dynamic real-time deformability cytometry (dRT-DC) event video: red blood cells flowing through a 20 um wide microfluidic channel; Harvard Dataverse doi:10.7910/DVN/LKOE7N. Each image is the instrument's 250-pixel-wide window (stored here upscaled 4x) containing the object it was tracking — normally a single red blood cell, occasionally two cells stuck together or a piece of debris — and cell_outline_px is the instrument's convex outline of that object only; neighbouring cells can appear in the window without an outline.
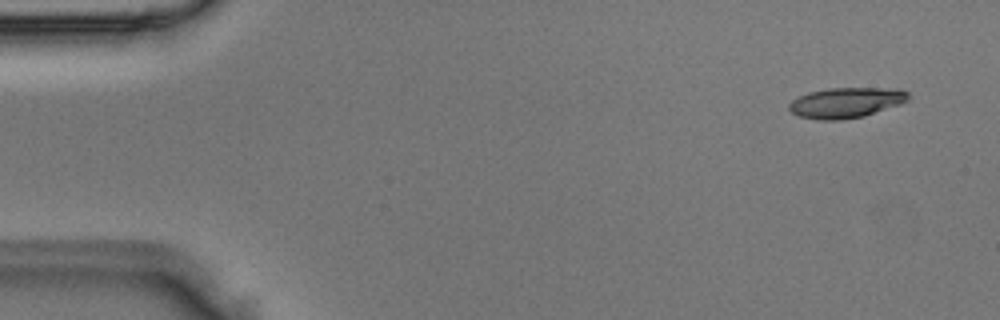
{"species": "Egyptian fruit bat (a non-hibernating species)", "species_latin": "Rousettus aegyptiacus", "temperature_condition": "room temperature", "stored_images_in_passage": 4, "camera_frame_rate_fps": 3000, "um_per_image_px": 0.085, "animal": {"sex": "male"}, "frame": {"image": 1, "passage_image": 1, "time_ms": 0.0, "image_size_px": [1000, 320], "cell_outline_px": [[908, 100], [900, 104], [864, 116], [840, 120], [816, 120], [800, 116], [792, 112], [788, 108], [788, 104], [792, 100], [808, 92], [828, 88], [900, 88], [908, 92]], "centroid_in_image_um": [71.91, 8.72], "position_along_channel_um": 13.1, "area_um2": 21.15}}
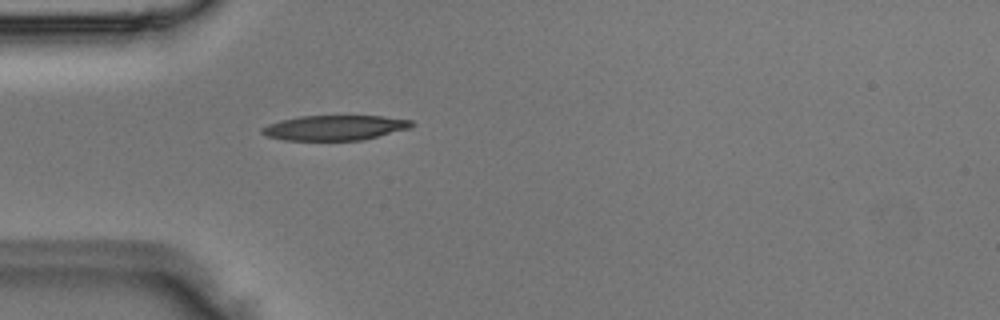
{"frame": {"image": 2, "passage_image": 4, "time_ms": 1.0, "image_size_px": [1000, 320], "cell_outline_px": [[416, 124], [408, 128], [364, 140], [284, 140], [268, 136], [260, 132], [260, 128], [268, 124], [280, 120], [300, 116], [380, 116], [412, 120]], "centroid_in_image_um": [28.43, 10.85], "position_along_channel_um": 56.6, "area_um2": 21.73}}